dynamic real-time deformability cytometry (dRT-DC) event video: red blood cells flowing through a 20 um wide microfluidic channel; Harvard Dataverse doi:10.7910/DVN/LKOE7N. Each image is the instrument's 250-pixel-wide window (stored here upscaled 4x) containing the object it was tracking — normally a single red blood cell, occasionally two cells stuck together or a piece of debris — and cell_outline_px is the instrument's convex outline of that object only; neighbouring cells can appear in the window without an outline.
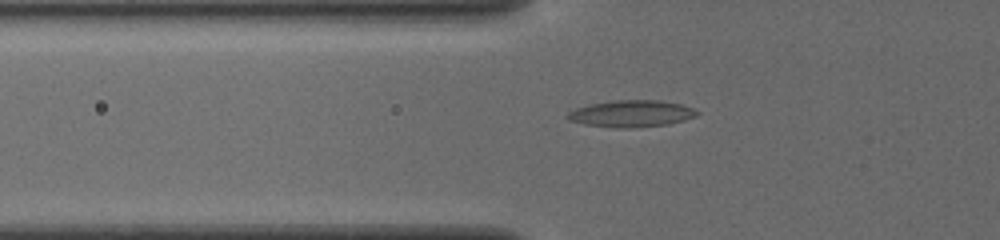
{"species": "common noctule bat (a hibernating species)", "species_latin": "Nyctalus noctula", "temperature_condition": "cold", "stored_images_in_passage": 43, "camera_frame_rate_fps": 3000, "um_per_image_px": 0.085, "animal": {"sex": "female", "body_mass_g": 19.5, "forearm_length_mm": 54.1}, "frame": {"image": 1, "passage_image": 9, "time_ms": 2.667, "image_size_px": [1000, 240], "cell_outline_px": [[700, 112], [696, 116], [684, 120], [668, 124], [632, 128], [616, 128], [584, 124], [568, 120], [564, 116], [568, 112], [576, 108], [588, 104], [616, 100], [656, 100], [680, 104], [692, 108]], "centroid_in_image_um": [53.62, 9.66], "position_along_channel_um": 72.2, "area_um2": 20.23}}
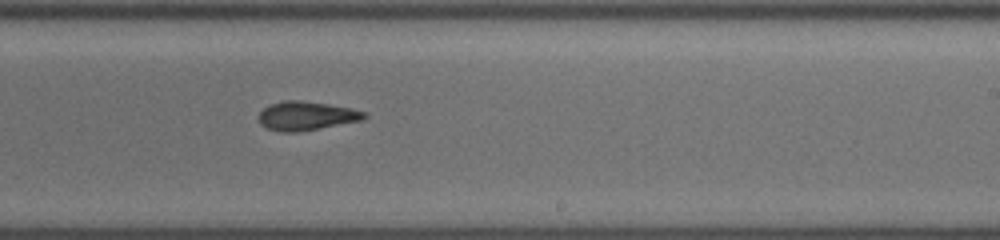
{"frame": {"image": 2, "passage_image": 24, "time_ms": 7.667, "image_size_px": [1000, 240], "cell_outline_px": [[368, 116], [360, 120], [320, 128], [296, 132], [280, 132], [268, 128], [260, 124], [260, 112], [264, 108], [272, 104], [284, 100], [300, 100], [328, 104], [352, 108], [364, 112]], "centroid_in_image_um": [26.03, 9.84], "position_along_channel_um": 263.0, "area_um2": 17.46}}
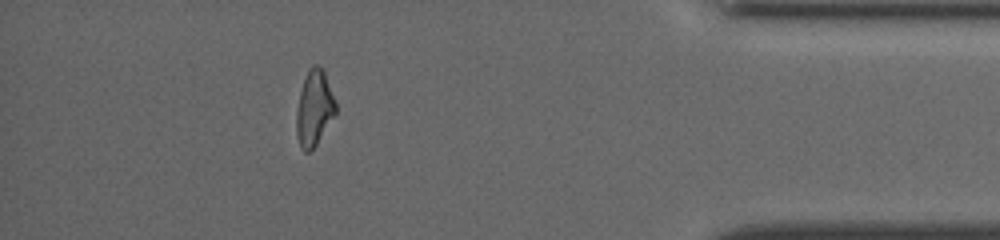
{"frame": {"image": 3, "passage_image": 38, "time_ms": 12.333, "image_size_px": [1000, 240], "cell_outline_px": [[336, 112], [316, 144], [308, 152], [304, 152], [300, 148], [296, 136], [296, 112], [300, 92], [304, 80], [312, 64], [316, 64], [324, 68], [336, 100]], "centroid_in_image_um": [26.71, 9.17], "position_along_channel_um": 408.5, "area_um2": 17.34}, "authors_computed_cell_mechanics": {"area_um2": 17.629, "velocity_mm_per_s": 3.8725, "shape_relaxation_time_tau1_ms": null, "shape_relaxation_time_tau2_ms": 3.4601, "deformation_change_tau1": null, "deformation_change_tau2": 0.1158}}